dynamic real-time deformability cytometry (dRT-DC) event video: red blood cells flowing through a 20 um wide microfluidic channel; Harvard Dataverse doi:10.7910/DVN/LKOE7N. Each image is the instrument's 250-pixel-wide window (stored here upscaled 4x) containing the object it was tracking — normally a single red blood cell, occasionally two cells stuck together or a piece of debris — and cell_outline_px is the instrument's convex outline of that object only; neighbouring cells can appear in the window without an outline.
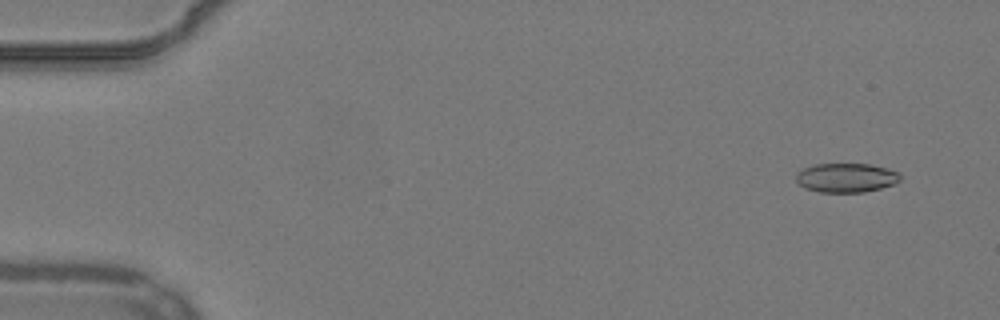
{"species": "common noctule bat (a hibernating species)", "species_latin": "Nyctalus noctula", "temperature_condition": "warm", "stored_images_in_passage": 53, "camera_frame_rate_fps": 3000, "um_per_image_px": 0.085, "animal": {"sex": "male", "body_mass_g": 19.2, "forearm_length_mm": 51.8}, "frame": {"image": 1, "passage_image": 4, "time_ms": 1.0, "image_size_px": [1000, 320], "cell_outline_px": [[900, 180], [896, 184], [864, 192], [820, 192], [804, 188], [796, 180], [796, 172], [812, 164], [872, 164], [888, 168], [900, 172]], "centroid_in_image_um": [71.95, 15.1], "position_along_channel_um": 13.1, "area_um2": 17.92}}
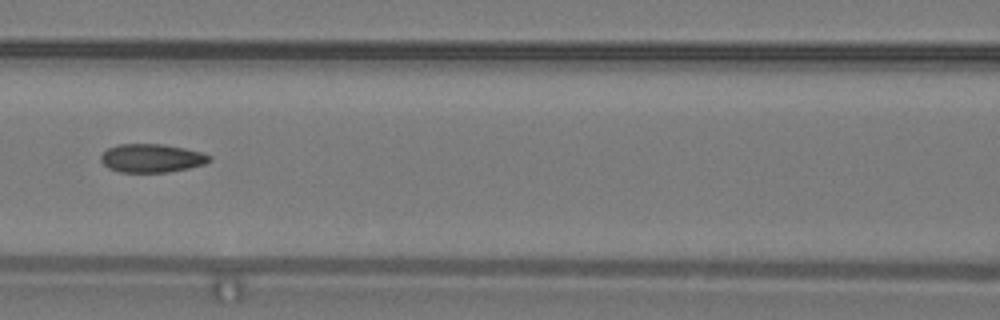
{"frame": {"image": 2, "passage_image": 25, "time_ms": 8.0, "image_size_px": [1000, 320], "cell_outline_px": [[212, 160], [204, 164], [188, 168], [168, 172], [120, 172], [108, 168], [100, 160], [100, 156], [108, 148], [120, 144], [164, 144], [184, 148], [200, 152], [212, 156]], "centroid_in_image_um": [12.89, 13.44], "position_along_channel_um": 153.7, "area_um2": 17.98}}
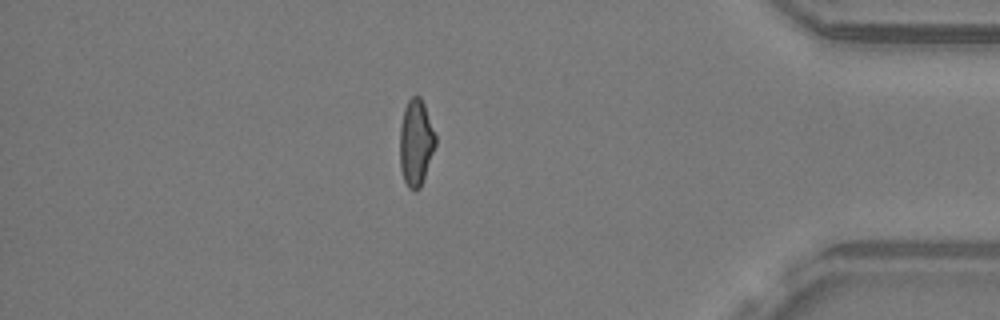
{"frame": {"image": 3, "passage_image": 47, "time_ms": 15.333, "image_size_px": [1000, 320], "cell_outline_px": [[436, 144], [420, 188], [408, 188], [404, 180], [400, 168], [400, 128], [404, 108], [408, 100], [412, 96], [420, 96], [424, 104], [436, 136]], "centroid_in_image_um": [35.34, 12.1], "position_along_channel_um": 399.9, "area_um2": 17.74}, "authors_computed_cell_mechanics": {"area_um2": 18.3226, "velocity_mm_per_s": 3.8689, "shape_relaxation_time_tau1_ms": null, "shape_relaxation_time_tau2_ms": 2.7985, "deformation_change_tau1": null, "deformation_change_tau2": 0.0963}}